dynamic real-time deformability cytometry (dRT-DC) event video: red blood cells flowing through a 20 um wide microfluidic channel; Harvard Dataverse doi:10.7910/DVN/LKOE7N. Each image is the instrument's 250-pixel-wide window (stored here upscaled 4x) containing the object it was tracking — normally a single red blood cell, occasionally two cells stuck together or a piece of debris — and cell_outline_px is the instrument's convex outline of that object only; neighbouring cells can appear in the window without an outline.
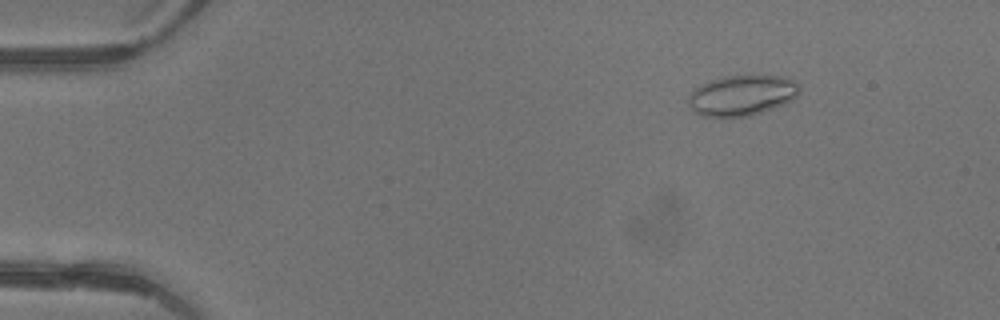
{"species": "common noctule bat (a hibernating species)", "species_latin": "Nyctalus noctula", "temperature_condition": "warm", "stored_images_in_passage": 5, "camera_frame_rate_fps": 3000, "um_per_image_px": 0.085, "animal": {"sex": "female"}, "frame": {"image": 1, "passage_image": 2, "time_ms": 0.333, "image_size_px": [1000, 320], "cell_outline_px": [[800, 88], [796, 96], [784, 104], [748, 116], [700, 116], [692, 112], [688, 104], [688, 96], [700, 84], [724, 76], [780, 76], [796, 80], [800, 84]], "centroid_in_image_um": [63.04, 8.1], "position_along_channel_um": 22.0, "area_um2": 26.07}}